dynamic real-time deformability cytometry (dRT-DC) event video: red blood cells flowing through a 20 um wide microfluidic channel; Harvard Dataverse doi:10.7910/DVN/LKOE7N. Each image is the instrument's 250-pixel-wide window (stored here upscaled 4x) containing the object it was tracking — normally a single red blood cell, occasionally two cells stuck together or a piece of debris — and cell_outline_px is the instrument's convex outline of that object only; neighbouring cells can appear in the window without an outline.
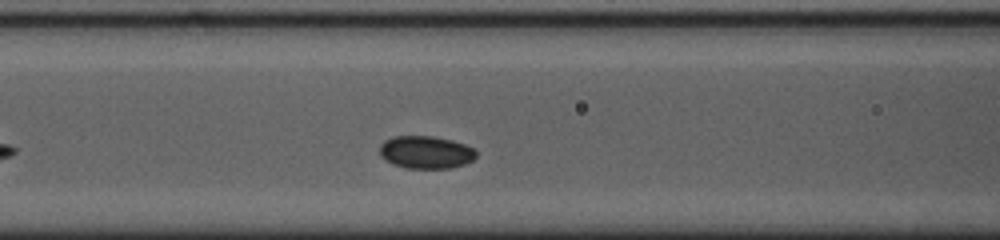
{"species": "common noctule bat (a hibernating species)", "species_latin": "Nyctalus noctula", "temperature_condition": "cold", "stored_images_in_passage": 35, "camera_frame_rate_fps": 3000, "um_per_image_px": 0.085, "animal": {"sex": "female", "body_mass_g": 23.0, "forearm_length_mm": 53.4}, "frame": {"image": 1, "passage_image": 11, "time_ms": 3.333, "image_size_px": [1000, 240], "cell_outline_px": [[476, 156], [472, 160], [464, 164], [452, 168], [404, 168], [392, 164], [384, 160], [380, 156], [380, 144], [384, 140], [392, 136], [432, 136], [452, 140], [464, 144], [472, 148], [476, 152]], "centroid_in_image_um": [36.15, 12.94], "position_along_channel_um": 130.5, "area_um2": 18.5}}
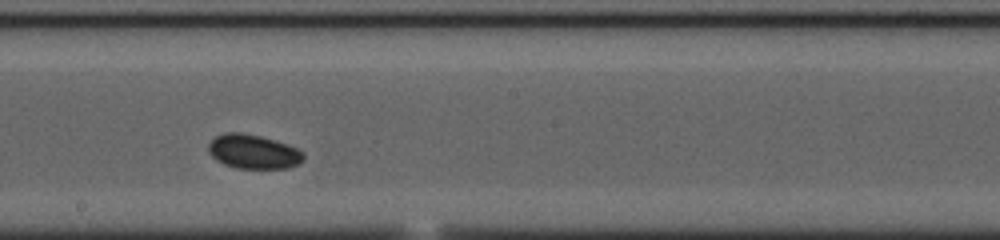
{"frame": {"image": 2, "passage_image": 19, "time_ms": 6.0, "image_size_px": [1000, 240], "cell_outline_px": [[304, 160], [300, 164], [288, 168], [236, 168], [224, 164], [216, 160], [208, 152], [208, 144], [216, 136], [224, 132], [240, 132], [260, 136], [288, 144], [304, 152]], "centroid_in_image_um": [21.54, 12.89], "position_along_channel_um": 226.7, "area_um2": 19.07}}
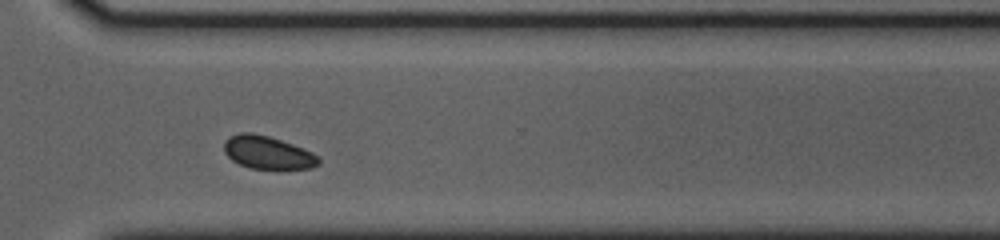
{"frame": {"image": 3, "passage_image": 29, "time_ms": 9.333, "image_size_px": [1000, 240], "cell_outline_px": [[320, 164], [312, 168], [252, 168], [240, 164], [232, 160], [224, 152], [224, 144], [232, 136], [240, 132], [248, 132], [268, 136], [304, 148], [312, 152], [320, 160]], "centroid_in_image_um": [22.77, 12.96], "position_along_channel_um": 347.8, "area_um2": 17.74}}